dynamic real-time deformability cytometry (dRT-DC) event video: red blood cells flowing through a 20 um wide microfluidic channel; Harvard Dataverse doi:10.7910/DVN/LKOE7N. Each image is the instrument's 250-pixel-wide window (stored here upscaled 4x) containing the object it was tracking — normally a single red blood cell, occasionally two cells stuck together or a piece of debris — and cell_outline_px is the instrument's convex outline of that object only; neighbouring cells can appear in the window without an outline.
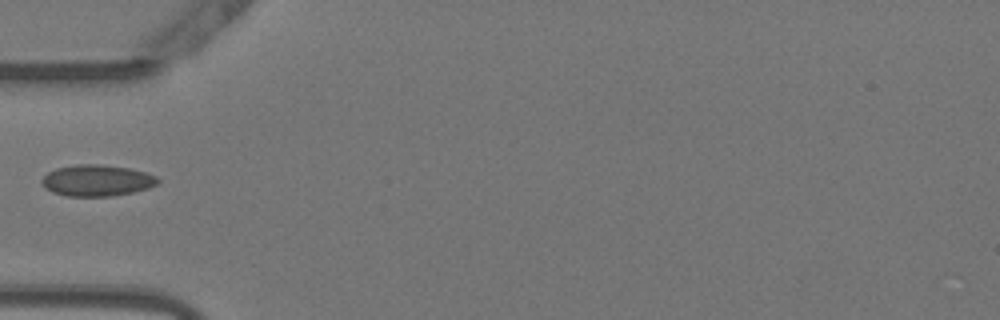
{"species": "Egyptian fruit bat (a non-hibernating species)", "species_latin": "Rousettus aegyptiacus", "temperature_condition": "warm", "stored_images_in_passage": 33, "camera_frame_rate_fps": 3000, "um_per_image_px": 0.085, "animal": {"sex": "female"}, "frame": {"image": 1, "passage_image": 1, "time_ms": 0.0, "image_size_px": [1000, 320], "cell_outline_px": [[160, 180], [156, 184], [148, 188], [132, 192], [112, 196], [68, 196], [52, 192], [44, 188], [40, 180], [48, 172], [56, 168], [76, 164], [100, 164], [128, 168], [144, 172], [156, 176]], "centroid_in_image_um": [8.2, 15.34], "position_along_channel_um": 76.8, "area_um2": 21.15}}
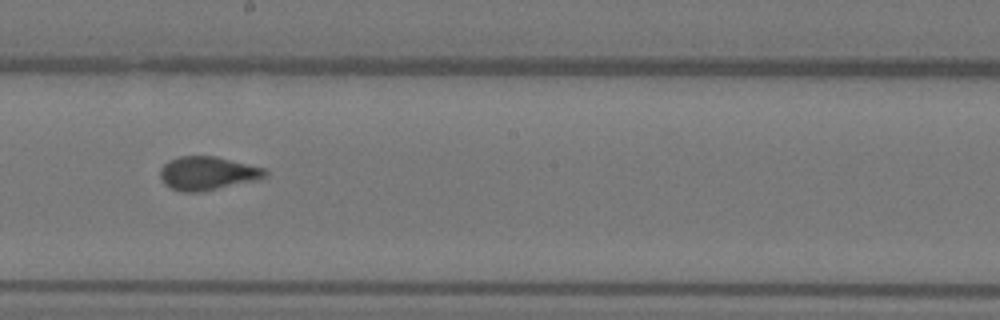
{"frame": {"image": 2, "passage_image": 13, "time_ms": 4.0, "image_size_px": [1000, 320], "cell_outline_px": [[268, 176], [256, 180], [200, 192], [180, 192], [164, 184], [160, 176], [160, 168], [168, 160], [180, 156], [216, 156], [264, 168], [268, 172]], "centroid_in_image_um": [17.62, 14.73], "position_along_channel_um": 230.6, "area_um2": 20.52}}
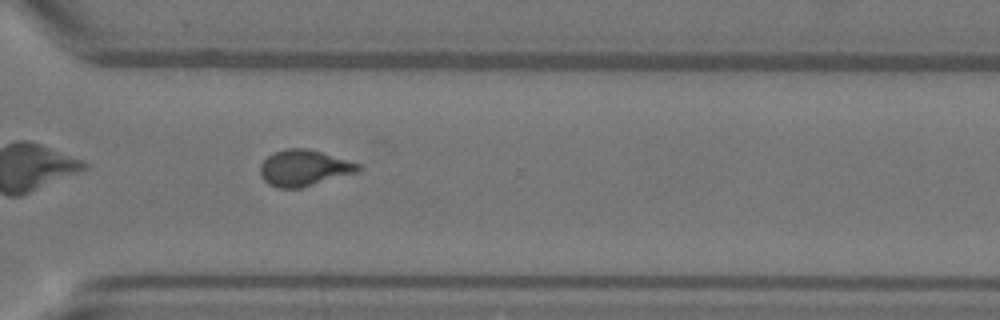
{"frame": {"image": 3, "passage_image": 22, "time_ms": 7.0, "image_size_px": [1000, 320], "cell_outline_px": [[364, 168], [356, 172], [300, 188], [280, 188], [268, 184], [264, 180], [260, 172], [260, 164], [268, 156], [284, 148], [308, 148], [360, 164]], "centroid_in_image_um": [25.83, 14.27], "position_along_channel_um": 344.8, "area_um2": 20.4}}